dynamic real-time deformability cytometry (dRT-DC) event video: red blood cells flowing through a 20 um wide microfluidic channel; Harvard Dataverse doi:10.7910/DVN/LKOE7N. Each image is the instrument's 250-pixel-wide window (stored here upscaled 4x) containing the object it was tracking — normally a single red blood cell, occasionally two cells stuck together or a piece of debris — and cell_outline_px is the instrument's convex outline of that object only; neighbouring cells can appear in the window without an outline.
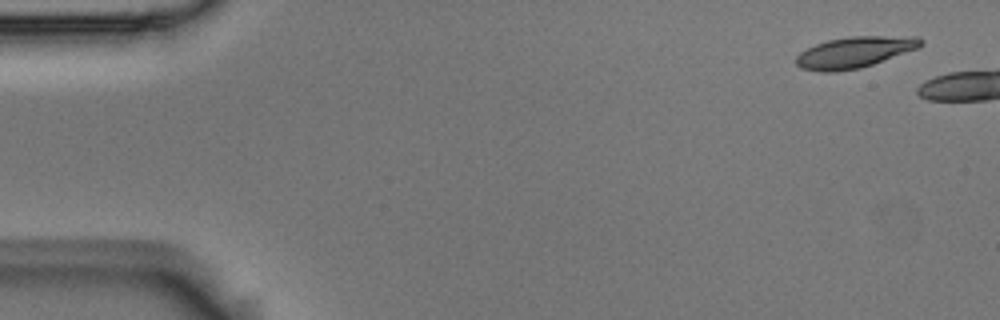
{"species": "Egyptian fruit bat (a non-hibernating species)", "species_latin": "Rousettus aegyptiacus", "temperature_condition": "room temperature", "stored_images_in_passage": 8, "camera_frame_rate_fps": 3000, "um_per_image_px": 0.085, "animal": {"sex": "male"}, "frame": {"image": 1, "passage_image": 1, "time_ms": 0.0, "image_size_px": [1000, 320], "cell_outline_px": [[924, 44], [920, 48], [860, 68], [836, 72], [820, 72], [800, 68], [796, 64], [796, 56], [800, 52], [816, 44], [828, 40], [852, 36], [920, 36], [924, 40]], "centroid_in_image_um": [72.68, 4.44], "position_along_channel_um": 12.3, "area_um2": 22.83}}
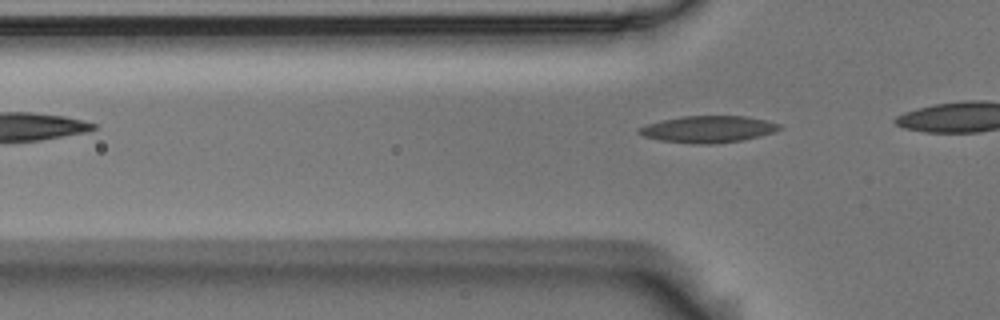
{"frame": {"image": 2, "passage_image": 6, "time_ms": 1.667, "image_size_px": [1000, 320], "cell_outline_px": [[780, 128], [772, 132], [740, 140], [712, 144], [692, 144], [660, 140], [644, 136], [636, 132], [636, 128], [648, 124], [664, 120], [684, 116], [744, 116], [764, 120], [780, 124]], "centroid_in_image_um": [60.12, 10.98], "position_along_channel_um": 65.7, "area_um2": 21.5}}